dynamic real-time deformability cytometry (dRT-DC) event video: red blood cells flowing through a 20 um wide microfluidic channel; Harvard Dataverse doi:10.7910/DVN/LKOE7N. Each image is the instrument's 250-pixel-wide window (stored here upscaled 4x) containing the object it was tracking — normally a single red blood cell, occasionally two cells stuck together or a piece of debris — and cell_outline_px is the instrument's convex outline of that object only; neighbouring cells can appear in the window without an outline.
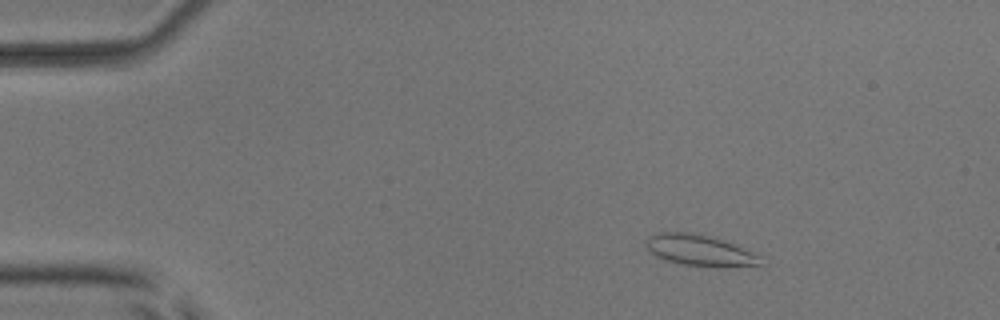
{"species": "common noctule bat (a hibernating species)", "species_latin": "Nyctalus noctula", "temperature_condition": "room temperature", "stored_images_in_passage": 8, "camera_frame_rate_fps": 3000, "um_per_image_px": 0.085, "animal": {"sex": "male", "body_mass_g": 17.9, "forearm_length_mm": 54.2}, "frame": {"image": 1, "passage_image": 3, "time_ms": 2.667, "image_size_px": [1000, 320], "cell_outline_px": [[760, 264], [728, 268], [684, 264], [668, 260], [656, 256], [648, 248], [648, 236], [656, 232], [692, 232], [724, 240], [760, 256]], "centroid_in_image_um": [59.48, 21.28], "position_along_channel_um": 25.5, "area_um2": 20.35}}
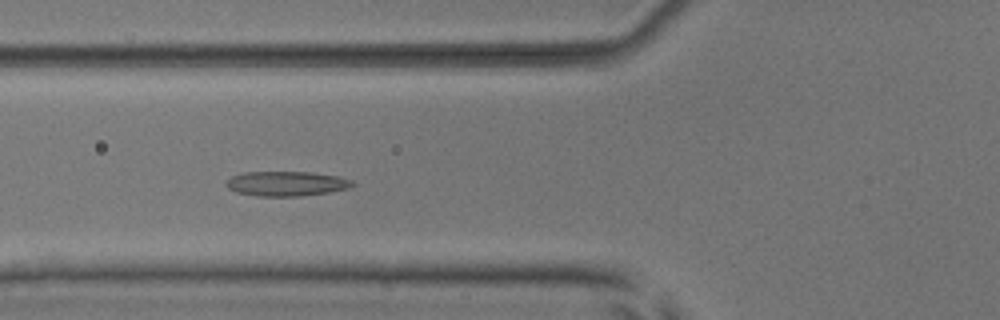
{"frame": {"image": 2, "passage_image": 6, "time_ms": 6.667, "image_size_px": [1000, 320], "cell_outline_px": [[356, 184], [352, 188], [328, 192], [300, 196], [256, 196], [236, 192], [228, 188], [224, 184], [232, 176], [244, 172], [312, 172], [336, 176], [352, 180]], "centroid_in_image_um": [24.36, 15.61], "position_along_channel_um": 101.4, "area_um2": 18.26}}
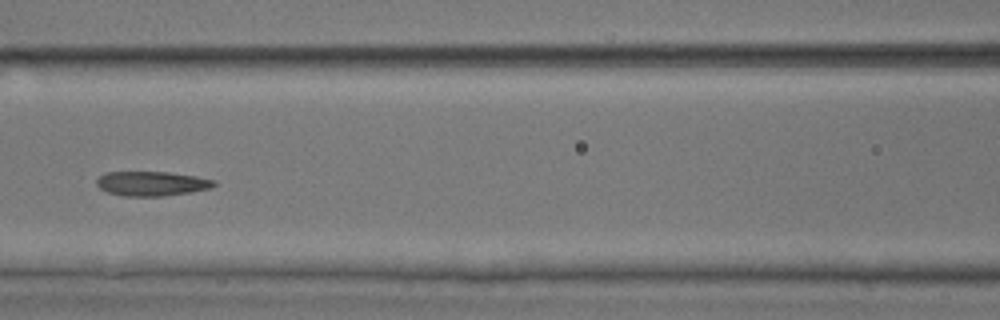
{"frame": {"image": 3, "passage_image": 7, "time_ms": 8.0, "image_size_px": [1000, 320], "cell_outline_px": [[216, 184], [212, 188], [192, 192], [164, 196], [124, 196], [108, 192], [100, 188], [96, 184], [96, 180], [104, 172], [168, 172], [196, 176], [216, 180]], "centroid_in_image_um": [12.92, 15.6], "position_along_channel_um": 153.7, "area_um2": 16.88}}